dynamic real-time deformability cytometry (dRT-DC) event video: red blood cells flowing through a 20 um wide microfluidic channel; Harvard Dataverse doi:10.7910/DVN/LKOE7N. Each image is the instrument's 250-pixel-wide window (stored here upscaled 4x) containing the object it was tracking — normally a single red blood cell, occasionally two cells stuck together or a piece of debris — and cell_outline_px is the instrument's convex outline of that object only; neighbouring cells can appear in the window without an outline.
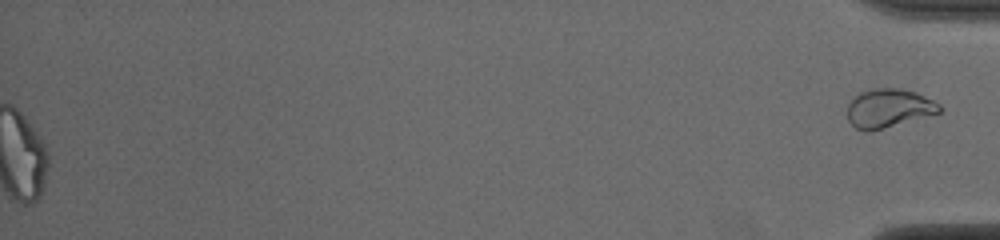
{"species": "common noctule bat (a hibernating species)", "species_latin": "Nyctalus noctula", "temperature_condition": "cold", "stored_images_in_passage": 52, "segment_of_instrument_passage": [2, 2], "camera_frame_rate_fps": 3000, "um_per_image_px": 0.085, "animal": {"sex": "male", "body_mass_g": 19.0, "forearm_length_mm": 50.8}, "frame": {"image": 1, "passage_image": 52, "time_ms": 17.0, "image_size_px": [1000, 240], "cell_outline_px": [[940, 112], [868, 132], [864, 132], [856, 128], [848, 120], [848, 104], [860, 92], [872, 88], [900, 88], [916, 92], [940, 104]], "centroid_in_image_um": [75.51, 9.19], "position_along_channel_um": 359.7, "area_um2": 20.46}}